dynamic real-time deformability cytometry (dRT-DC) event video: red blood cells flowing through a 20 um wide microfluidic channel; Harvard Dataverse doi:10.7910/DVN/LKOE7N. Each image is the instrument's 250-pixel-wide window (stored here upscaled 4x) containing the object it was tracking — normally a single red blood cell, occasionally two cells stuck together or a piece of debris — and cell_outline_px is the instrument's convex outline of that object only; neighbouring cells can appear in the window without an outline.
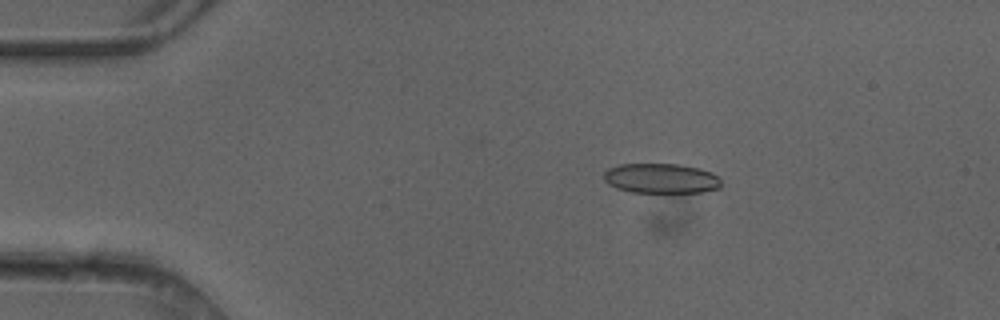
{"species": "common noctule bat (a hibernating species)", "species_latin": "Nyctalus noctula", "temperature_condition": "cold", "stored_images_in_passage": 3, "camera_frame_rate_fps": 3000, "um_per_image_px": 0.085, "animal": {"sex": "female"}, "frame": {"image": 1, "passage_image": 2, "time_ms": 0.333, "image_size_px": [1000, 320], "cell_outline_px": [[720, 188], [704, 192], [632, 192], [616, 188], [608, 184], [604, 180], [604, 172], [608, 168], [620, 164], [680, 164], [700, 168], [712, 172], [720, 180]], "centroid_in_image_um": [56.18, 15.16], "position_along_channel_um": 28.8, "area_um2": 20.52}}